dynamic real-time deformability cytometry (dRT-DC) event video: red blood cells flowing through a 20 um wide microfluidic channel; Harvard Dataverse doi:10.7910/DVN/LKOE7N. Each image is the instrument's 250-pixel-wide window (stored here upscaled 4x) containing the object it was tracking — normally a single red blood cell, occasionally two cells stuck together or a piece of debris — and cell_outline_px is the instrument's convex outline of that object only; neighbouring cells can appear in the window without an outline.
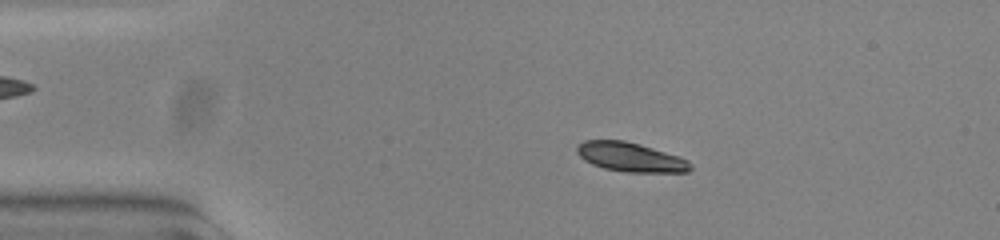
{"species": "common noctule bat (a hibernating species)", "species_latin": "Nyctalus noctula", "temperature_condition": "warm", "stored_images_in_passage": 55, "camera_frame_rate_fps": 3000, "um_per_image_px": 0.085, "animal": {"sex": "female", "body_mass_g": 23.0, "forearm_length_mm": 53.4}, "frame": {"image": 1, "passage_image": 11, "time_ms": 3.333, "image_size_px": [1000, 240], "cell_outline_px": [[688, 168], [684, 172], [640, 172], [608, 168], [596, 164], [588, 160], [580, 152], [580, 144], [588, 140], [620, 140], [636, 144], [676, 156], [684, 160]], "centroid_in_image_um": [53.6, 13.34], "position_along_channel_um": 31.4, "area_um2": 17.46}}
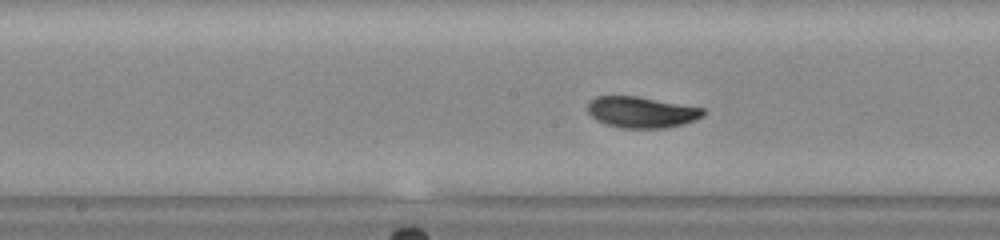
{"frame": {"image": 2, "passage_image": 28, "time_ms": 9.0, "image_size_px": [1000, 240], "cell_outline_px": [[704, 112], [700, 116], [676, 124], [612, 124], [600, 120], [588, 108], [592, 100], [600, 96], [628, 96], [700, 108]], "centroid_in_image_um": [54.46, 9.44], "position_along_channel_um": 193.7, "area_um2": 17.57}}
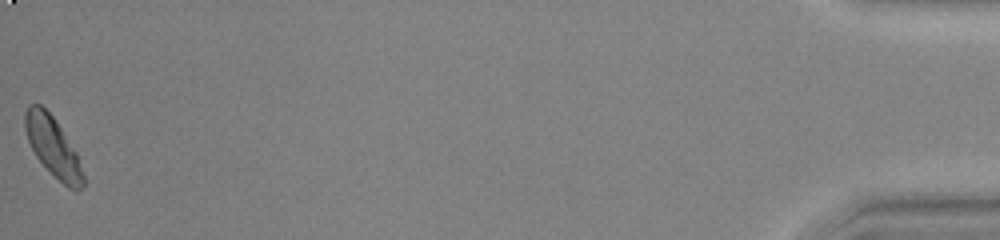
{"frame": {"image": 3, "passage_image": 55, "time_ms": 18.0, "image_size_px": [1000, 240], "cell_outline_px": [[84, 184], [76, 188], [64, 184], [40, 160], [32, 148], [28, 140], [28, 108], [32, 104], [40, 104], [52, 116], [76, 156], [84, 180]], "centroid_in_image_um": [4.5, 12.48], "position_along_channel_um": 430.7, "area_um2": 17.86}, "authors_computed_cell_mechanics": {"area_um2": 17.918, "velocity_mm_per_s": 3.7543, "shape_relaxation_time_tau1_ms": 3.5863, "shape_relaxation_time_tau2_ms": 2.2634, "deformation_change_tau1": 0.1311, "deformation_change_tau2": 0.049}}